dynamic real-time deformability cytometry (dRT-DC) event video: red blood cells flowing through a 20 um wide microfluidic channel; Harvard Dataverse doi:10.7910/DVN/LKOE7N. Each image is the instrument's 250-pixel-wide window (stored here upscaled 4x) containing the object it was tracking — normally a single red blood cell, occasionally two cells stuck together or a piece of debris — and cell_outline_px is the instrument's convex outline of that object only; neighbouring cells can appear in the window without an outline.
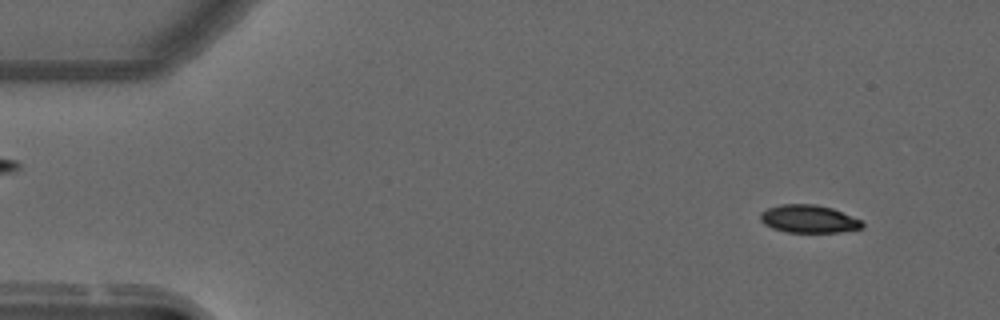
{"species": "common noctule bat (a hibernating species)", "species_latin": "Nyctalus noctula", "temperature_condition": "warm", "stored_images_in_passage": 11, "camera_frame_rate_fps": 3000, "um_per_image_px": 0.085, "animal": {"sex": "male", "forearm_length_mm": 52.5}, "frame": {"image": 1, "passage_image": 4, "time_ms": 1.0, "image_size_px": [1000, 320], "cell_outline_px": [[864, 228], [840, 232], [788, 232], [772, 228], [764, 224], [760, 220], [760, 212], [768, 208], [780, 204], [816, 204], [832, 208], [860, 220], [864, 224]], "centroid_in_image_um": [68.72, 18.61], "position_along_channel_um": 16.3, "area_um2": 16.53}}